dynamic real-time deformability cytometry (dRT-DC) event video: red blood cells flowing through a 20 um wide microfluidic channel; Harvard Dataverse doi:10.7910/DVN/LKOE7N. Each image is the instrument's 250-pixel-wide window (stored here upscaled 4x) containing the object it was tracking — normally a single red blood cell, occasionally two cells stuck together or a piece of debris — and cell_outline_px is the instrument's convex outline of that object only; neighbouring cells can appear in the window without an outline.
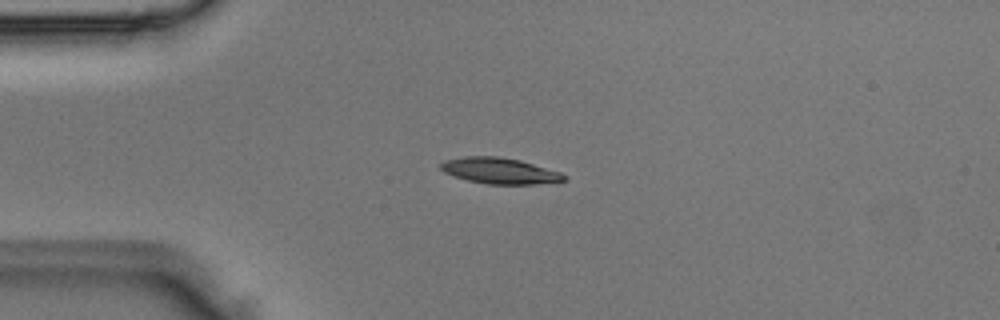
{"species": "Egyptian fruit bat (a non-hibernating species)", "species_latin": "Rousettus aegyptiacus", "temperature_condition": "room temperature", "stored_images_in_passage": 4, "camera_frame_rate_fps": 3000, "um_per_image_px": 0.085, "animal": {"sex": "male"}, "frame": {"image": 1, "passage_image": 1, "time_ms": 0.0, "image_size_px": [1000, 320], "cell_outline_px": [[568, 180], [536, 184], [488, 184], [468, 180], [452, 176], [444, 172], [440, 168], [440, 164], [444, 160], [464, 156], [496, 156], [520, 160], [560, 172], [568, 176]], "centroid_in_image_um": [42.47, 14.52], "position_along_channel_um": 42.5, "area_um2": 18.73}}
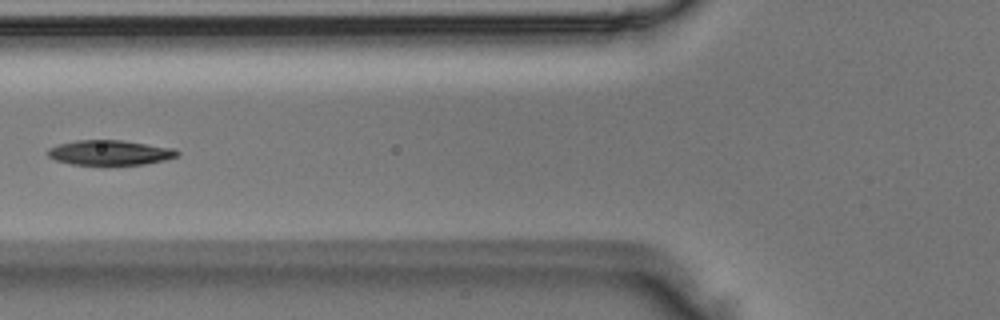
{"frame": {"image": 2, "passage_image": 3, "time_ms": 0.667, "image_size_px": [1000, 320], "cell_outline_px": [[180, 152], [176, 156], [164, 160], [144, 164], [112, 168], [104, 168], [72, 164], [56, 160], [48, 156], [48, 148], [60, 144], [76, 140], [120, 140], [176, 148]], "centroid_in_image_um": [9.35, 13.03], "position_along_channel_um": 116.5, "area_um2": 19.71}}